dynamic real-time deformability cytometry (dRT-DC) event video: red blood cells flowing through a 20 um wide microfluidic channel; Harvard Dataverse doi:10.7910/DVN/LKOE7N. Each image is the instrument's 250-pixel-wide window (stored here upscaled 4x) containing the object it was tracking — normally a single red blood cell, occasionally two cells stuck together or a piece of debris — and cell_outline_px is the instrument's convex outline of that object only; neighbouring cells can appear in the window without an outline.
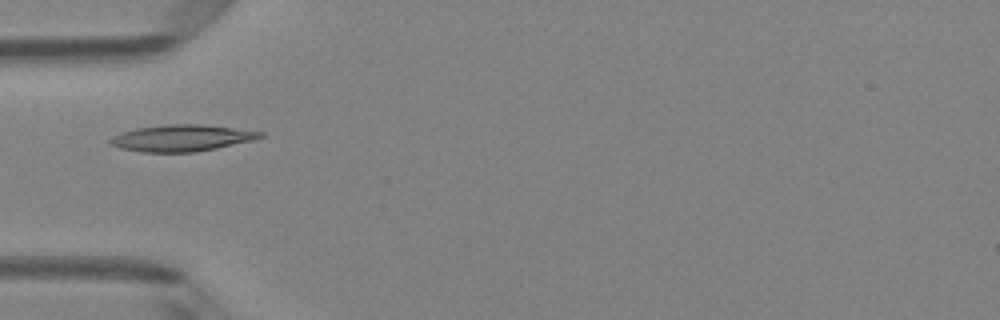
{"species": "Egyptian fruit bat (a non-hibernating species)", "species_latin": "Rousettus aegyptiacus", "temperature_condition": "room temperature", "stored_images_in_passage": 3, "camera_frame_rate_fps": 3000, "um_per_image_px": 0.085, "animal": {"sex": "female"}, "frame": {"image": 1, "passage_image": 2, "time_ms": 0.333, "image_size_px": [1000, 320], "cell_outline_px": [[264, 136], [252, 140], [216, 148], [196, 152], [140, 152], [120, 148], [108, 144], [108, 140], [112, 136], [136, 128], [168, 124], [204, 124], [264, 132]], "centroid_in_image_um": [15.41, 11.73], "position_along_channel_um": 69.6, "area_um2": 23.18}}
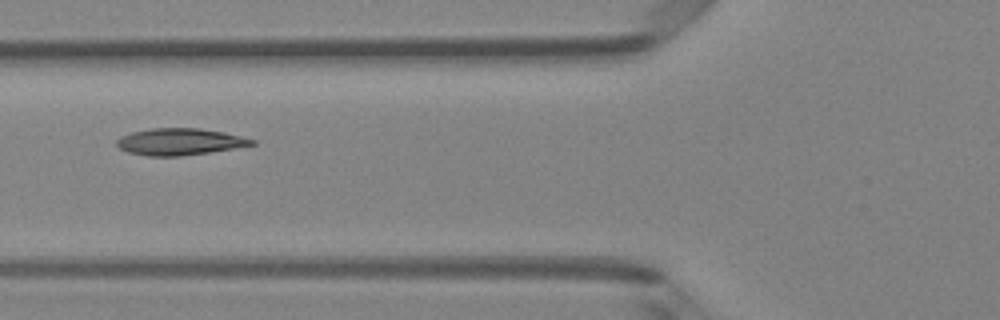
{"frame": {"image": 2, "passage_image": 3, "time_ms": 0.667, "image_size_px": [1000, 320], "cell_outline_px": [[256, 144], [208, 152], [180, 156], [148, 156], [128, 152], [120, 148], [116, 144], [116, 140], [120, 136], [132, 132], [152, 128], [200, 128], [224, 132], [256, 140]], "centroid_in_image_um": [15.25, 12.04], "position_along_channel_um": 110.6, "area_um2": 20.92}}